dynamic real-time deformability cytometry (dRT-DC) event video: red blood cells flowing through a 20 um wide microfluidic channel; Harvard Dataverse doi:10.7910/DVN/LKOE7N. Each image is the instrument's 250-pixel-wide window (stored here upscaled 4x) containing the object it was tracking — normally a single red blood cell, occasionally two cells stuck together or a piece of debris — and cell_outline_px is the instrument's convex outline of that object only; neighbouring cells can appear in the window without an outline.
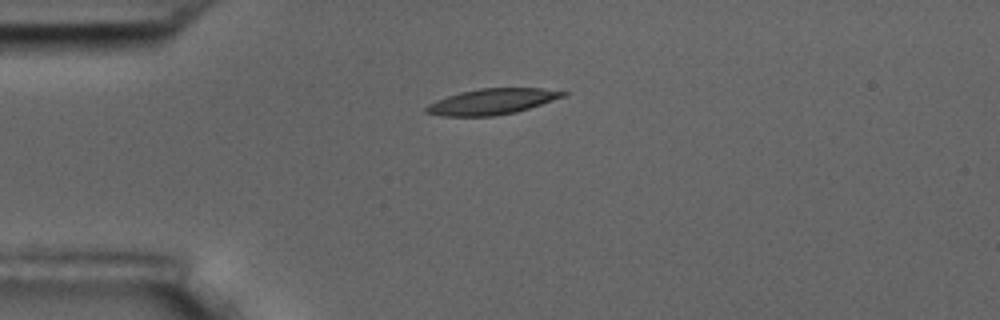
{"species": "common noctule bat (a hibernating species)", "species_latin": "Nyctalus noctula", "temperature_condition": "room temperature", "stored_images_in_passage": 2, "camera_frame_rate_fps": 3000, "um_per_image_px": 0.085, "animal": {"sex": "male", "body_mass_g": 17.5, "forearm_length_mm": 52.3}, "frame": {"image": 1, "passage_image": 1, "time_ms": 0.0, "image_size_px": [1000, 320], "cell_outline_px": [[568, 92], [564, 96], [516, 112], [492, 116], [444, 116], [424, 112], [424, 108], [428, 104], [436, 100], [460, 92], [480, 88], [540, 88]], "centroid_in_image_um": [41.77, 8.63], "position_along_channel_um": 43.2, "area_um2": 20.29}}